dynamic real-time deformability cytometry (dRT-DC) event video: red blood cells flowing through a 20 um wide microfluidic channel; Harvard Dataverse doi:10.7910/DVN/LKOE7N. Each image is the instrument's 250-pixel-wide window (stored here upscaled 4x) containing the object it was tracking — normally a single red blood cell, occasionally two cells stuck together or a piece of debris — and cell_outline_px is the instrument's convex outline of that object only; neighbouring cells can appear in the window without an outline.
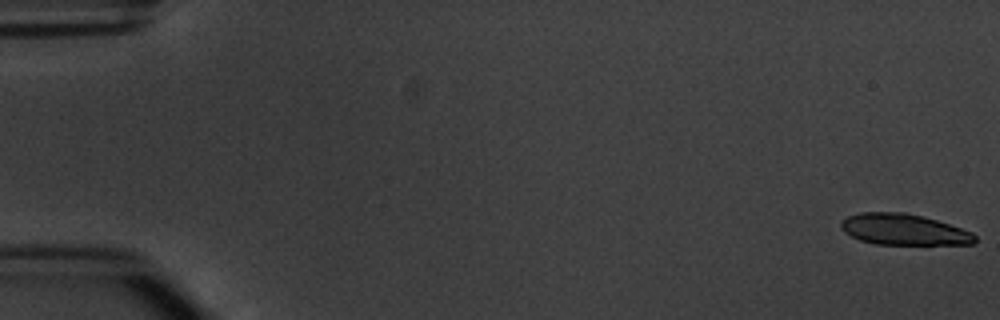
{"species": "common noctule bat (a hibernating species)", "species_latin": "Nyctalus noctula", "temperature_condition": "warm", "stored_images_in_passage": 6, "camera_frame_rate_fps": 3000, "um_per_image_px": 0.085, "animal": {"sex": "male", "body_mass_g": 20.1, "forearm_length_mm": 53.5}, "frame": {"image": 1, "passage_image": 1, "time_ms": 0.0, "image_size_px": [1000, 320], "cell_outline_px": [[976, 240], [972, 244], [876, 244], [860, 240], [844, 232], [840, 228], [840, 220], [848, 216], [860, 212], [904, 212], [936, 220], [972, 232], [976, 236]], "centroid_in_image_um": [76.77, 19.5], "position_along_channel_um": 8.2, "area_um2": 24.1}}